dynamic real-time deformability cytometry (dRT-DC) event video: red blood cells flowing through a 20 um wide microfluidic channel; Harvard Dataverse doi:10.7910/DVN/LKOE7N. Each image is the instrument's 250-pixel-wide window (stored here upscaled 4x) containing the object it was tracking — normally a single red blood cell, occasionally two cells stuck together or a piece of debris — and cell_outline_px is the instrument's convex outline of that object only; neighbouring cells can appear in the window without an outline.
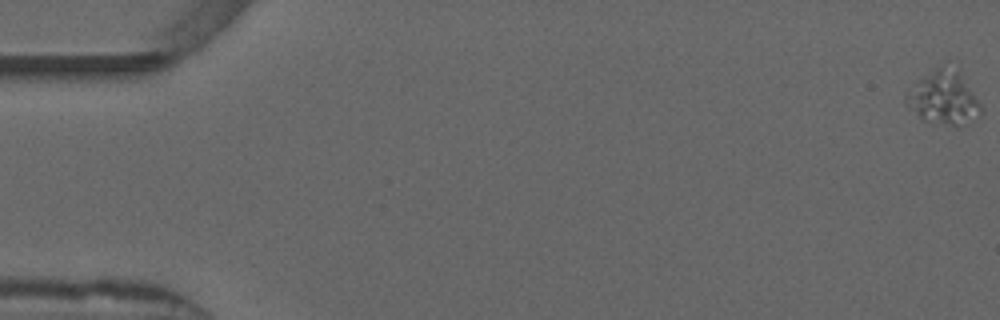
{"species": "common noctule bat (a hibernating species)", "species_latin": "Nyctalus noctula", "temperature_condition": "warm", "stored_images_in_passage": 47, "camera_frame_rate_fps": 3000, "um_per_image_px": 0.085, "animal": {"sex": "male", "forearm_length_mm": 52.5}, "frame": {"image": 1, "passage_image": 1, "time_ms": 0.0, "image_size_px": [1000, 320], "cell_outline_px": [[984, 108], [968, 124], [956, 128], [920, 120], [904, 104], [904, 96], [920, 80], [944, 60], [960, 76]], "centroid_in_image_um": [80.17, 8.38], "position_along_channel_um": 4.8, "area_um2": 23.41}}
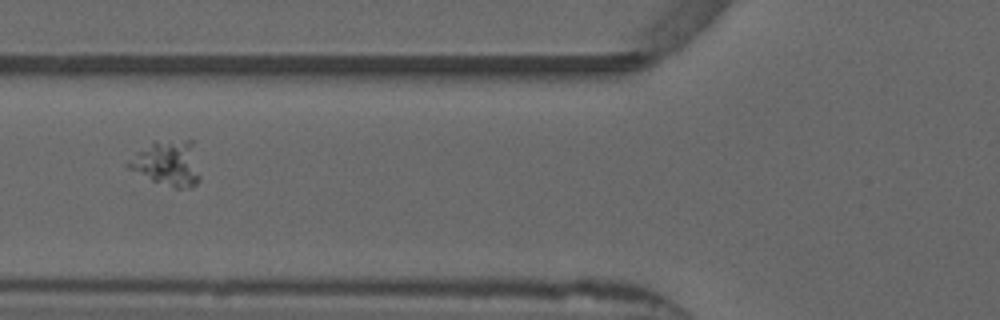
{"frame": {"image": 2, "passage_image": 22, "time_ms": 7.0, "image_size_px": [1000, 320], "cell_outline_px": [[200, 180], [192, 188], [176, 188], [152, 180], [128, 168], [124, 164], [136, 152], [152, 140], [192, 140], [200, 176]], "centroid_in_image_um": [14.23, 13.86], "position_along_channel_um": 111.6, "area_um2": 19.07}}
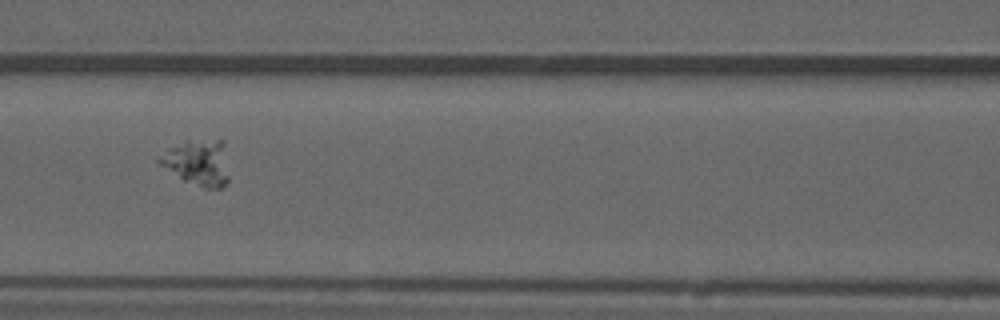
{"frame": {"image": 3, "passage_image": 25, "time_ms": 8.0, "image_size_px": [1000, 320], "cell_outline_px": [[228, 180], [224, 188], [204, 188], [184, 180], [160, 164], [156, 160], [168, 148], [184, 140], [224, 140], [228, 176]], "centroid_in_image_um": [16.83, 13.81], "position_along_channel_um": 149.8, "area_um2": 18.55}}